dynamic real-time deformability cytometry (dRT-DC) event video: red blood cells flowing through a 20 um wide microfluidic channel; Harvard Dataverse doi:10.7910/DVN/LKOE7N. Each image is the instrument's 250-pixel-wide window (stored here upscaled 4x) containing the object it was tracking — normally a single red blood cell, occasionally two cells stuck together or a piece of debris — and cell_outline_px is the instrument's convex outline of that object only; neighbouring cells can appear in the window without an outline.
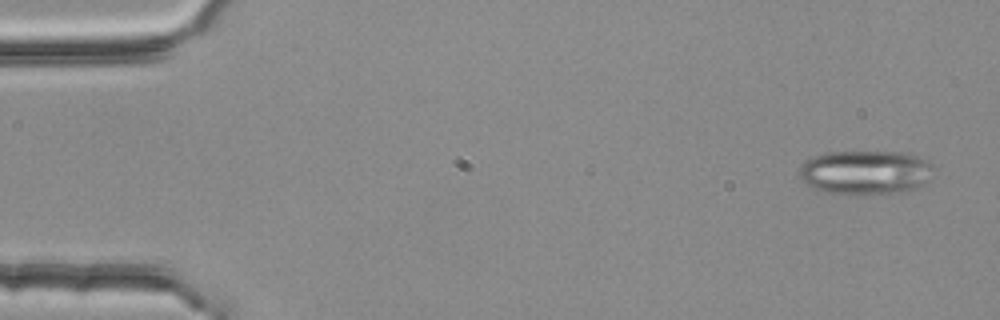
{"species": "common noctule bat (a hibernating species)", "species_latin": "Nyctalus noctula", "temperature_condition": "room temperature", "stored_images_in_passage": 2, "camera_frame_rate_fps": 3000, "um_per_image_px": 0.085, "animal": {"sex": "female", "body_mass_g": 25.1}, "frame": {"image": 1, "passage_image": 2, "time_ms": 0.333, "image_size_px": [1000, 320], "cell_outline_px": [[936, 168], [928, 180], [924, 184], [908, 192], [828, 192], [804, 184], [800, 176], [800, 168], [808, 160], [824, 152], [908, 152], [920, 156], [928, 160]], "centroid_in_image_um": [73.66, 14.61], "position_along_channel_um": 11.3, "area_um2": 34.1}}